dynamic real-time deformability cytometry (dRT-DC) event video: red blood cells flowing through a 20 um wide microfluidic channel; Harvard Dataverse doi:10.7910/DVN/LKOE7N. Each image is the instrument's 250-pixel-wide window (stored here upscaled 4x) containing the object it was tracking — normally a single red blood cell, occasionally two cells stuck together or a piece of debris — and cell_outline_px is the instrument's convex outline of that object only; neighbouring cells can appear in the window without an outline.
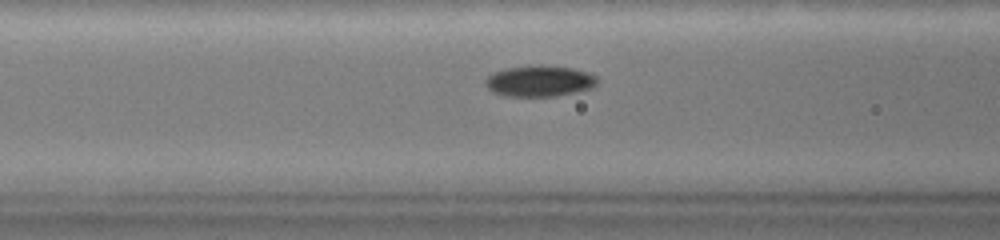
{"species": "common noctule bat (a hibernating species)", "species_latin": "Nyctalus noctula", "temperature_condition": "warm", "stored_images_in_passage": 61, "camera_frame_rate_fps": 3000, "um_per_image_px": 0.085, "animal": {"sex": "female", "body_mass_g": 19.0, "forearm_length_mm": 51.5}, "frame": {"image": 1, "passage_image": 22, "time_ms": 7.0, "image_size_px": [1000, 240], "cell_outline_px": [[596, 84], [592, 88], [576, 92], [556, 96], [504, 96], [492, 92], [484, 84], [484, 80], [492, 72], [508, 68], [540, 64], [572, 68], [588, 72], [596, 76]], "centroid_in_image_um": [45.83, 6.88], "position_along_channel_um": 120.8, "area_um2": 20.4}}
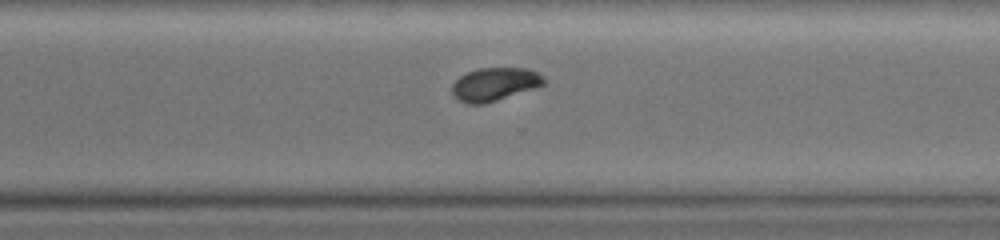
{"frame": {"image": 2, "passage_image": 45, "time_ms": 14.667, "image_size_px": [1000, 240], "cell_outline_px": [[544, 84], [536, 88], [484, 104], [468, 104], [452, 96], [452, 84], [460, 76], [468, 72], [480, 68], [528, 68], [536, 72], [544, 80]], "centroid_in_image_um": [42.02, 7.17], "position_along_channel_um": 328.6, "area_um2": 17.63}}
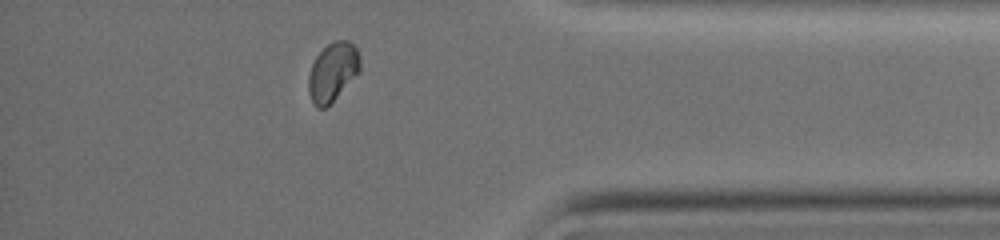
{"frame": {"image": 3, "passage_image": 55, "time_ms": 18.0, "image_size_px": [1000, 240], "cell_outline_px": [[360, 72], [324, 108], [316, 108], [308, 92], [308, 76], [312, 64], [316, 56], [328, 44], [336, 40], [348, 40], [356, 48], [360, 56]], "centroid_in_image_um": [28.28, 6.09], "position_along_channel_um": 406.9, "area_um2": 17.4}, "authors_computed_cell_mechanics": {"area_um2": 18.6694, "velocity_mm_per_s": 2.7138, "shape_relaxation_time_tau1_ms": 8.9324, "shape_relaxation_time_tau2_ms": null, "deformation_change_tau1": 0.1625, "deformation_change_tau2": null}}